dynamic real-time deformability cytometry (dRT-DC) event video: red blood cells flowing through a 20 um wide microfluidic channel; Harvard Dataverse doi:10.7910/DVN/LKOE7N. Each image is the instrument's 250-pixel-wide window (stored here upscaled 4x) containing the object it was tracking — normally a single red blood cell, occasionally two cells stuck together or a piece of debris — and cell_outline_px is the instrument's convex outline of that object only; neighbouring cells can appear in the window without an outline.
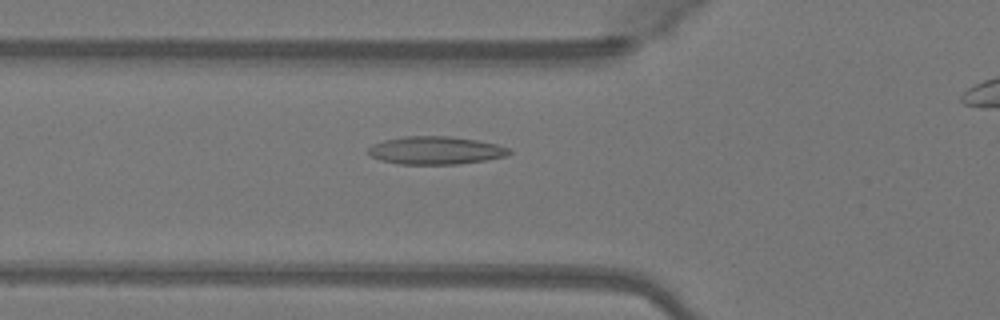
{"species": "Egyptian fruit bat (a non-hibernating species)", "species_latin": "Rousettus aegyptiacus", "temperature_condition": "warm", "stored_images_in_passage": 26, "camera_frame_rate_fps": 3000, "um_per_image_px": 0.085, "animal": {"sex": "female"}, "frame": {"image": 1, "passage_image": 4, "time_ms": 1.0, "image_size_px": [1000, 320], "cell_outline_px": [[512, 152], [504, 156], [484, 160], [456, 164], [400, 164], [380, 160], [372, 156], [368, 152], [368, 148], [372, 144], [384, 140], [404, 136], [448, 136], [476, 140], [496, 144], [508, 148]], "centroid_in_image_um": [36.99, 12.78], "position_along_channel_um": 88.8, "area_um2": 22.72}}
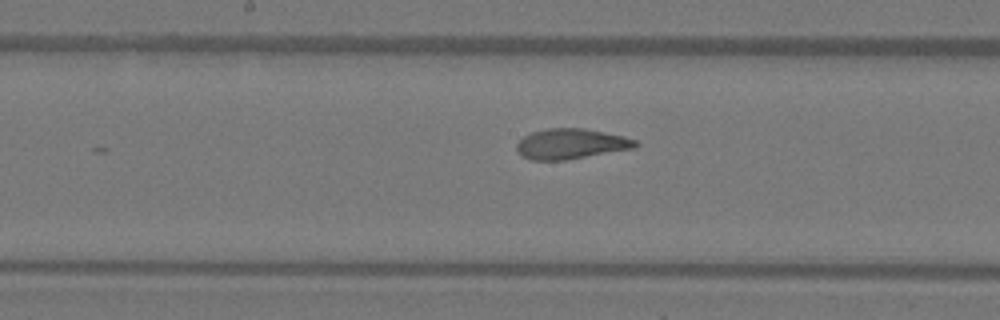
{"frame": {"image": 2, "passage_image": 12, "time_ms": 3.667, "image_size_px": [1000, 320], "cell_outline_px": [[640, 144], [636, 148], [564, 160], [528, 160], [516, 148], [516, 144], [524, 136], [532, 132], [548, 128], [584, 128], [624, 136], [636, 140]], "centroid_in_image_um": [48.56, 12.22], "position_along_channel_um": 199.6, "area_um2": 20.92}}
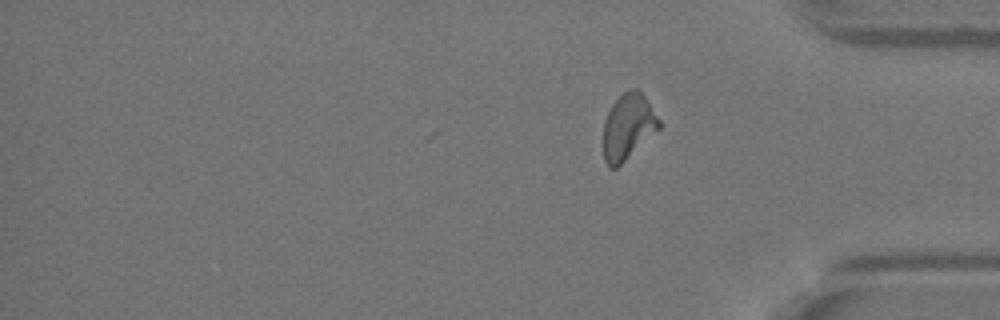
{"frame": {"image": 3, "passage_image": 26, "time_ms": 8.333, "image_size_px": [1000, 320], "cell_outline_px": [[660, 128], [616, 168], [608, 168], [604, 160], [604, 120], [612, 104], [628, 88], [640, 88], [660, 120]], "centroid_in_image_um": [53.39, 10.74], "position_along_channel_um": 381.8, "area_um2": 21.27}, "authors_computed_cell_mechanics": {"area_um2": 20.9814, "velocity_mm_per_s": 4.1242, "shape_relaxation_time_tau1_ms": 9.0352, "shape_relaxation_time_tau2_ms": 1.2916, "deformation_change_tau1": 0.2608, "deformation_change_tau2": 0.0832}}